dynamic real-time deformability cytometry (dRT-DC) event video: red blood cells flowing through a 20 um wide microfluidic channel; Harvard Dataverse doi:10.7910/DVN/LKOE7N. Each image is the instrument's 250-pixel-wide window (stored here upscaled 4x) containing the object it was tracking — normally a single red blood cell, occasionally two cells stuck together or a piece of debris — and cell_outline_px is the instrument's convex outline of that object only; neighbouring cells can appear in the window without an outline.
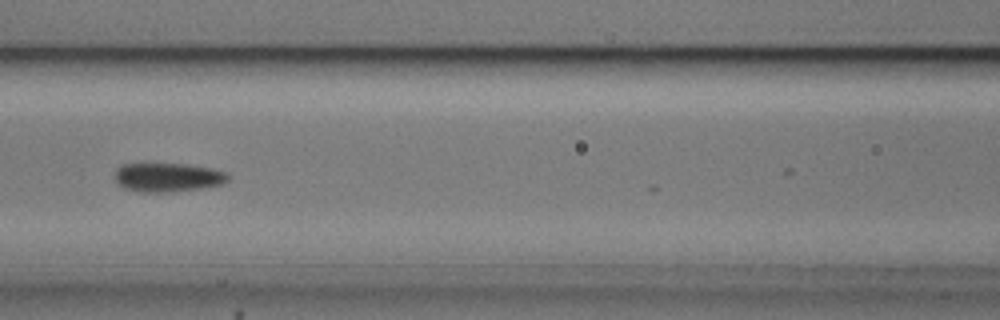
{"species": "common noctule bat (a hibernating species)", "species_latin": "Nyctalus noctula", "temperature_condition": "cold", "stored_images_in_passage": 7, "camera_frame_rate_fps": 3000, "um_per_image_px": 0.085, "animal": {"sex": "male", "body_mass_g": 20.5, "forearm_length_mm": 52.5}, "frame": {"image": 1, "passage_image": 6, "time_ms": 7.0, "image_size_px": [1000, 320], "cell_outline_px": [[228, 180], [224, 184], [200, 188], [172, 192], [140, 192], [124, 188], [116, 180], [116, 168], [120, 164], [188, 164], [212, 168], [228, 172]], "centroid_in_image_um": [14.29, 15.07], "position_along_channel_um": 152.3, "area_um2": 19.13}}
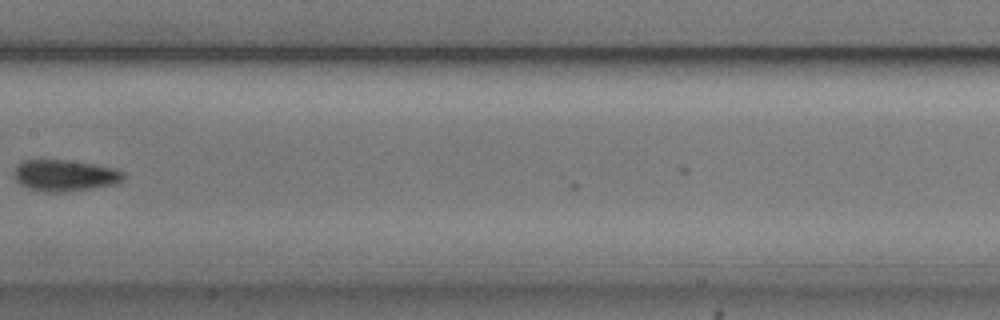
{"frame": {"image": 2, "passage_image": 7, "time_ms": 8.333, "image_size_px": [1000, 320], "cell_outline_px": [[124, 176], [116, 184], [92, 188], [64, 192], [48, 192], [28, 188], [20, 184], [16, 180], [16, 164], [20, 160], [68, 160], [92, 164], [112, 168], [124, 172]], "centroid_in_image_um": [5.49, 14.91], "position_along_channel_um": 201.9, "area_um2": 19.77}}